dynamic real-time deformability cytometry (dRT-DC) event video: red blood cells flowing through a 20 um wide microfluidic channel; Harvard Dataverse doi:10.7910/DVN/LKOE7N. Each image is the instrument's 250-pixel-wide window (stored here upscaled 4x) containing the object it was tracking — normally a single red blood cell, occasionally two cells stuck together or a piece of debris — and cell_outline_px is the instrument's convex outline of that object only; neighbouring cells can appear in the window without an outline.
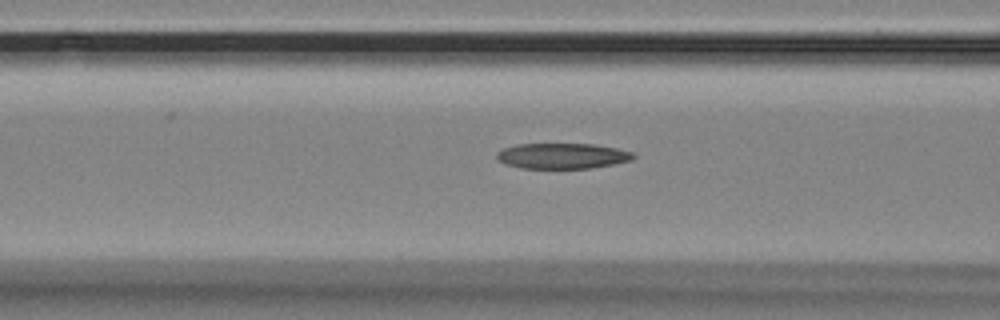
{"species": "Egyptian fruit bat (a non-hibernating species)", "species_latin": "Rousettus aegyptiacus", "temperature_condition": "room temperature", "stored_images_in_passage": 37, "camera_frame_rate_fps": 3000, "um_per_image_px": 0.085, "animal": {"sex": "female"}, "frame": {"image": 1, "passage_image": 10, "time_ms": 3.0, "image_size_px": [1000, 320], "cell_outline_px": [[636, 156], [632, 160], [592, 168], [520, 168], [504, 164], [496, 156], [496, 152], [504, 148], [516, 144], [592, 144], [616, 148], [636, 152]], "centroid_in_image_um": [47.81, 13.25], "position_along_channel_um": 118.8, "area_um2": 20.4}}
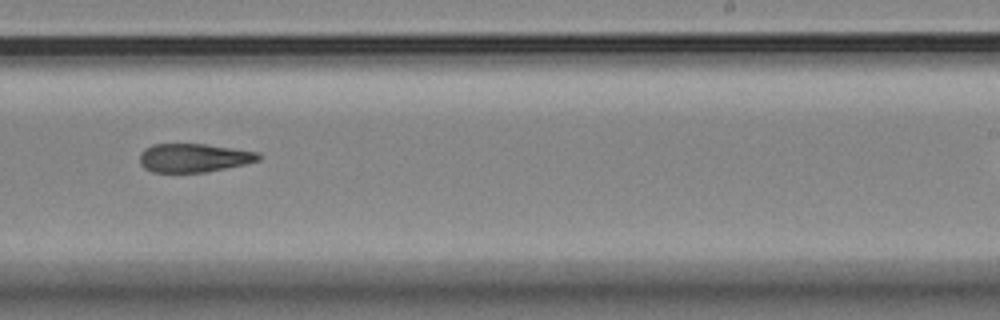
{"frame": {"image": 2, "passage_image": 23, "time_ms": 7.333, "image_size_px": [1000, 320], "cell_outline_px": [[260, 160], [244, 164], [204, 172], [152, 172], [144, 168], [140, 164], [140, 152], [144, 148], [152, 144], [208, 144], [260, 152]], "centroid_in_image_um": [16.45, 13.4], "position_along_channel_um": 272.5, "area_um2": 19.88}}
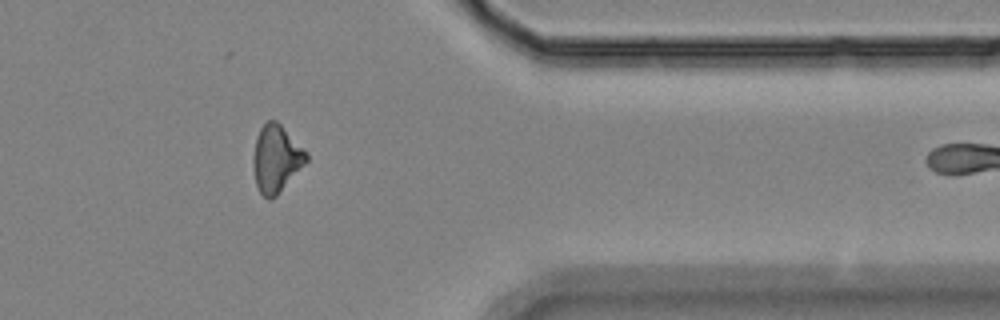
{"frame": {"image": 3, "passage_image": 34, "time_ms": 11.0, "image_size_px": [1000, 320], "cell_outline_px": [[308, 160], [276, 196], [272, 200], [268, 200], [260, 192], [256, 184], [252, 164], [252, 156], [256, 136], [260, 128], [268, 120], [276, 120], [280, 124], [308, 156]], "centroid_in_image_um": [23.42, 13.51], "position_along_channel_um": 388.0, "area_um2": 20.46}}